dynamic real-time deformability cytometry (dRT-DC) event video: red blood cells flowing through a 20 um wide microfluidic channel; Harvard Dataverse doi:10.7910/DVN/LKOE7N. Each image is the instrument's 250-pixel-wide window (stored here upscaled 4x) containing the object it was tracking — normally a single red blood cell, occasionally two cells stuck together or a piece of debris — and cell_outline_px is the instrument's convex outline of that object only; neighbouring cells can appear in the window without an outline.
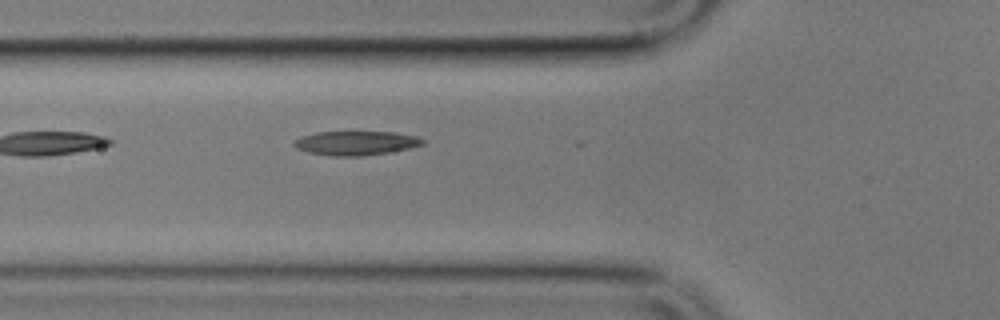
{"species": "common noctule bat (a hibernating species)", "species_latin": "Nyctalus noctula", "temperature_condition": "cold", "stored_images_in_passage": 3, "camera_frame_rate_fps": 3000, "um_per_image_px": 0.085, "animal": {"sex": "male", "body_mass_g": 17.9}, "frame": {"image": 1, "passage_image": 3, "time_ms": 2.333, "image_size_px": [1000, 320], "cell_outline_px": [[424, 144], [408, 148], [388, 152], [360, 156], [332, 156], [308, 152], [296, 148], [292, 144], [292, 140], [316, 132], [392, 132], [416, 136], [424, 140]], "centroid_in_image_um": [30.2, 12.16], "position_along_channel_um": 95.6, "area_um2": 17.92}}